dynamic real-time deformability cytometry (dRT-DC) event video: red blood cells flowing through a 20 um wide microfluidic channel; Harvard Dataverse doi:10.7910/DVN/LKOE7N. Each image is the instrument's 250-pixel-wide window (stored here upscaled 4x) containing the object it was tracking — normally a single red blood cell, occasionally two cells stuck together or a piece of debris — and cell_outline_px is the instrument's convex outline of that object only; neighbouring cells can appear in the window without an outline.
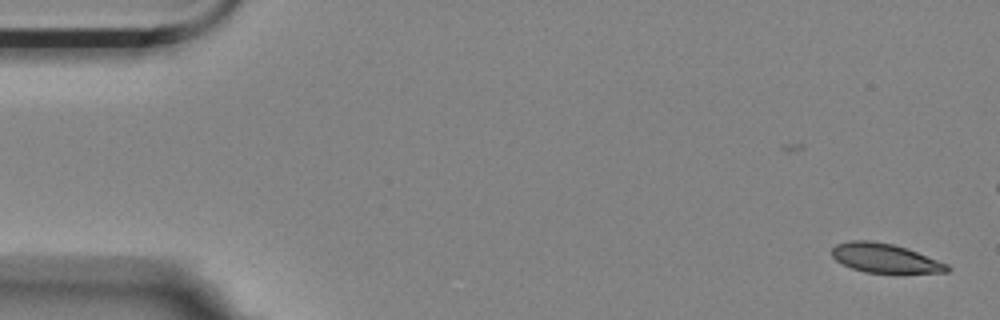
{"species": "Egyptian fruit bat (a non-hibernating species)", "species_latin": "Rousettus aegyptiacus", "temperature_condition": "room temperature", "stored_images_in_passage": 5, "camera_frame_rate_fps": 3000, "um_per_image_px": 0.085, "animal": {"sex": "female"}, "frame": {"image": 1, "passage_image": 1, "time_ms": 0.0, "image_size_px": [1000, 320], "cell_outline_px": [[952, 268], [948, 272], [900, 276], [896, 276], [864, 272], [852, 268], [836, 260], [832, 256], [832, 248], [836, 244], [852, 240], [872, 240], [892, 244], [916, 252], [948, 264]], "centroid_in_image_um": [75.29, 22.01], "position_along_channel_um": 9.7, "area_um2": 20.46}}